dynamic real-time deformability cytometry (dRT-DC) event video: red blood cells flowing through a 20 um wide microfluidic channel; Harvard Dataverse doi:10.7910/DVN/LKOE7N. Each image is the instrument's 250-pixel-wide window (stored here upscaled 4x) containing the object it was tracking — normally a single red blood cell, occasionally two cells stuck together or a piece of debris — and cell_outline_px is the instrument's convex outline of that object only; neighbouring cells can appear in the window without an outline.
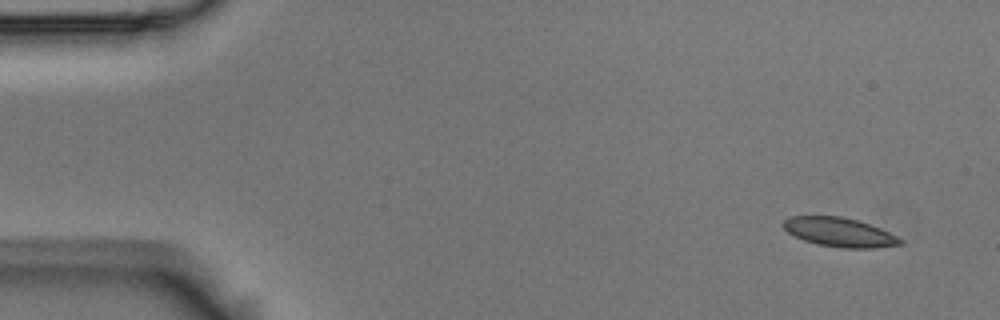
{"species": "Egyptian fruit bat (a non-hibernating species)", "species_latin": "Rousettus aegyptiacus", "temperature_condition": "room temperature", "stored_images_in_passage": 6, "camera_frame_rate_fps": 3000, "um_per_image_px": 0.085, "animal": {"sex": "male"}, "frame": {"image": 1, "passage_image": 1, "time_ms": 0.0, "image_size_px": [1000, 320], "cell_outline_px": [[904, 244], [872, 248], [840, 248], [816, 244], [804, 240], [788, 232], [784, 228], [784, 220], [788, 216], [840, 216], [856, 220], [880, 228], [904, 240]], "centroid_in_image_um": [71.36, 19.74], "position_along_channel_um": 13.6, "area_um2": 19.71}}
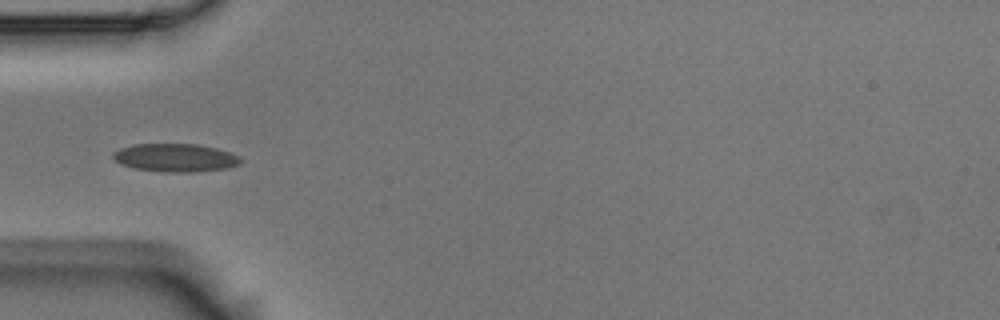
{"frame": {"image": 2, "passage_image": 5, "time_ms": 1.333, "image_size_px": [1000, 320], "cell_outline_px": [[244, 160], [240, 164], [228, 168], [196, 172], [168, 172], [132, 168], [120, 164], [112, 160], [112, 152], [120, 148], [132, 144], [196, 144], [216, 148], [240, 156]], "centroid_in_image_um": [14.88, 13.41], "position_along_channel_um": 70.1, "area_um2": 21.21}}
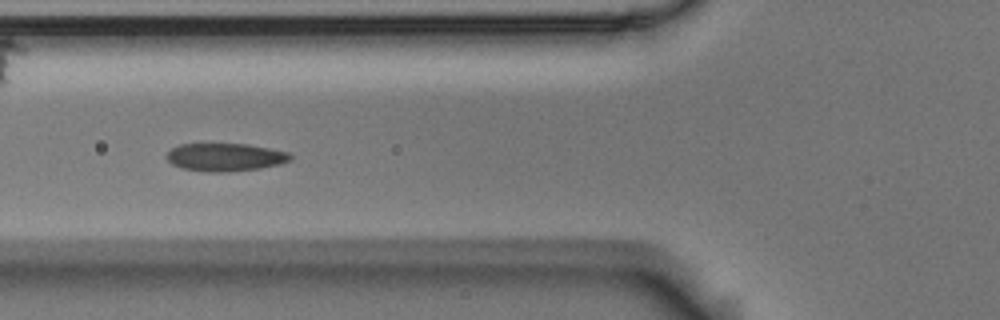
{"frame": {"image": 3, "passage_image": 6, "time_ms": 1.667, "image_size_px": [1000, 320], "cell_outline_px": [[292, 160], [280, 164], [260, 168], [228, 172], [208, 172], [180, 168], [172, 164], [164, 156], [172, 148], [180, 144], [248, 144], [288, 152], [292, 156]], "centroid_in_image_um": [19.13, 13.36], "position_along_channel_um": 106.7, "area_um2": 20.23}}